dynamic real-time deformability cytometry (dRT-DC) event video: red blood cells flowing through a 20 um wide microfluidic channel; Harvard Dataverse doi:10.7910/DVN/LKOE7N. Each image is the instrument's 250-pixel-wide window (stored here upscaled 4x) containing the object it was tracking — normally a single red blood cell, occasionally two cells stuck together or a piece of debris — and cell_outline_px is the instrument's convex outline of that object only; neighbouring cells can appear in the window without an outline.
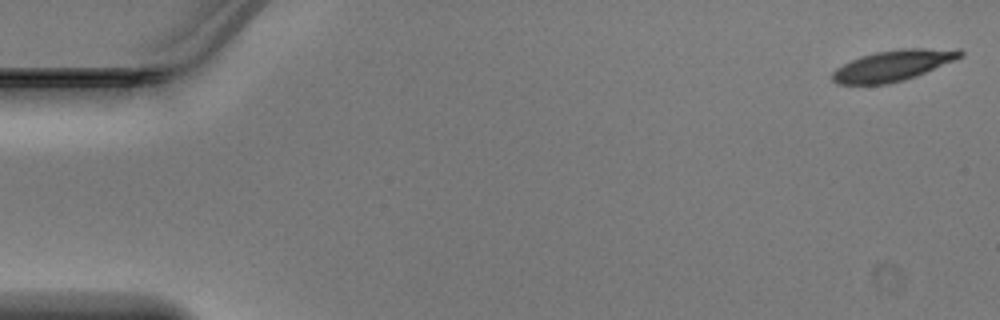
{"species": "Egyptian fruit bat (a non-hibernating species)", "species_latin": "Rousettus aegyptiacus", "temperature_condition": "warm", "stored_images_in_passage": 47, "camera_frame_rate_fps": 3000, "um_per_image_px": 0.085, "animal": {"sex": "male"}, "frame": {"image": 1, "passage_image": 1, "time_ms": 0.0, "image_size_px": [1000, 320], "cell_outline_px": [[964, 56], [916, 76], [904, 80], [884, 84], [836, 84], [832, 80], [832, 72], [836, 68], [860, 56], [876, 52], [900, 48], [960, 48], [964, 52]], "centroid_in_image_um": [75.95, 5.55], "position_along_channel_um": 9.1, "area_um2": 23.06}}
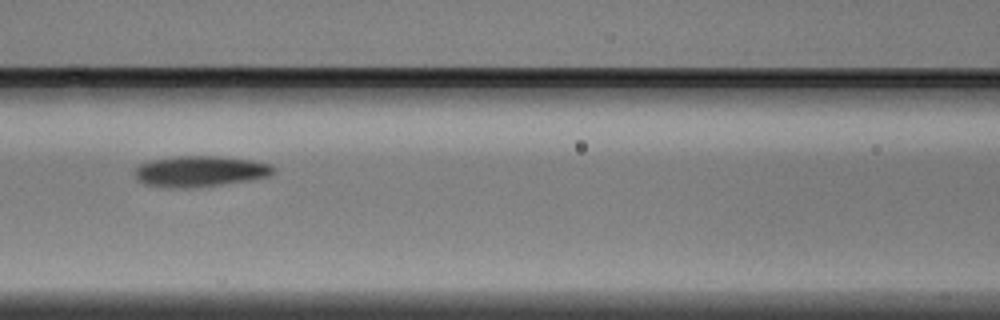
{"frame": {"image": 2, "passage_image": 21, "time_ms": 6.667, "image_size_px": [1000, 320], "cell_outline_px": [[276, 168], [268, 176], [248, 180], [220, 184], [188, 188], [164, 188], [144, 184], [136, 180], [136, 168], [140, 164], [152, 160], [176, 156], [216, 156], [252, 160], [272, 164]], "centroid_in_image_um": [16.98, 14.56], "position_along_channel_um": 149.6, "area_um2": 24.85}}
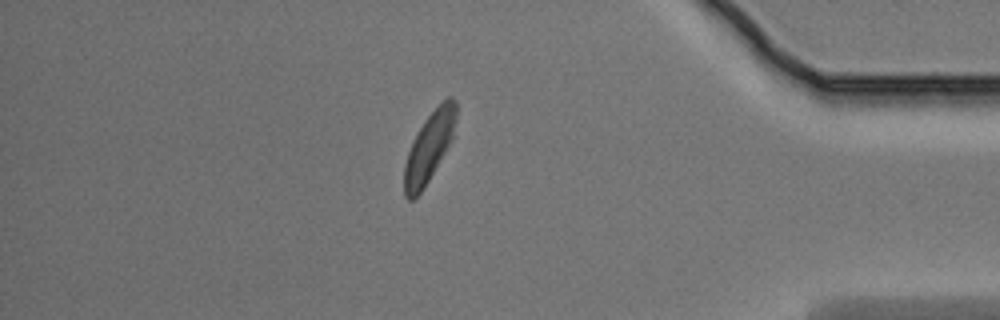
{"frame": {"image": 3, "passage_image": 41, "time_ms": 13.333, "image_size_px": [1000, 320], "cell_outline_px": [[456, 116], [452, 140], [428, 180], [420, 192], [412, 200], [408, 200], [404, 196], [404, 164], [408, 152], [424, 120], [448, 96], [452, 96], [456, 100]], "centroid_in_image_um": [36.48, 12.5], "position_along_channel_um": 398.7, "area_um2": 20.4}}